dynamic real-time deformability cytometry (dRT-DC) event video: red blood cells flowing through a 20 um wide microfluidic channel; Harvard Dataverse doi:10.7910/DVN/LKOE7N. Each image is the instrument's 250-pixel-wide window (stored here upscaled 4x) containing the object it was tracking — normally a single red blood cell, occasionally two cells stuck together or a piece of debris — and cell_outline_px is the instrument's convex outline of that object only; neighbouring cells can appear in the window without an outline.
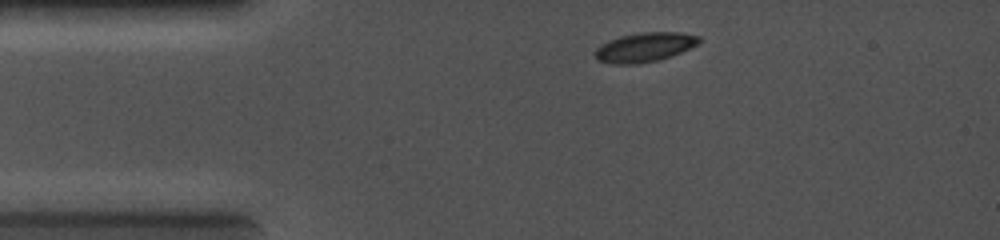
{"species": "common noctule bat (a hibernating species)", "species_latin": "Nyctalus noctula", "temperature_condition": "cold", "stored_images_in_passage": 2, "camera_frame_rate_fps": 5000, "um_per_image_px": 0.085, "animal": {"sex": "female", "body_mass_g": 19.0, "forearm_length_mm": 56.7}, "frame": {"image": 1, "passage_image": 1, "time_ms": 0.0, "image_size_px": [1000, 240], "cell_outline_px": [[704, 40], [700, 44], [672, 56], [660, 60], [636, 64], [612, 64], [596, 60], [592, 52], [600, 44], [608, 40], [620, 36], [640, 32], [680, 32], [700, 36]], "centroid_in_image_um": [54.8, 4.01], "position_along_channel_um": 30.2, "area_um2": 18.32}}